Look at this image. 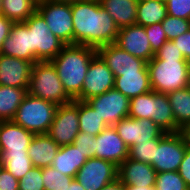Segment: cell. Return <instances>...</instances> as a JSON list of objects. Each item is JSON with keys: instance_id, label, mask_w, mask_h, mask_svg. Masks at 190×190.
I'll return each mask as SVG.
<instances>
[{"instance_id": "6da1fadb", "label": "cell", "mask_w": 190, "mask_h": 190, "mask_svg": "<svg viewBox=\"0 0 190 190\" xmlns=\"http://www.w3.org/2000/svg\"><path fill=\"white\" fill-rule=\"evenodd\" d=\"M73 44L99 48L115 43L119 27L100 2L86 0L71 4Z\"/></svg>"}, {"instance_id": "7a4b0ae2", "label": "cell", "mask_w": 190, "mask_h": 190, "mask_svg": "<svg viewBox=\"0 0 190 190\" xmlns=\"http://www.w3.org/2000/svg\"><path fill=\"white\" fill-rule=\"evenodd\" d=\"M96 54V48L72 44L65 45L51 60L66 93L73 100L81 94L90 62Z\"/></svg>"}, {"instance_id": "3957f363", "label": "cell", "mask_w": 190, "mask_h": 190, "mask_svg": "<svg viewBox=\"0 0 190 190\" xmlns=\"http://www.w3.org/2000/svg\"><path fill=\"white\" fill-rule=\"evenodd\" d=\"M150 84L153 91L167 94L189 86L190 63L186 59H158L148 63Z\"/></svg>"}, {"instance_id": "277c9868", "label": "cell", "mask_w": 190, "mask_h": 190, "mask_svg": "<svg viewBox=\"0 0 190 190\" xmlns=\"http://www.w3.org/2000/svg\"><path fill=\"white\" fill-rule=\"evenodd\" d=\"M28 93L35 97L64 105L73 101L66 93L51 61H37L31 69Z\"/></svg>"}, {"instance_id": "5b68a950", "label": "cell", "mask_w": 190, "mask_h": 190, "mask_svg": "<svg viewBox=\"0 0 190 190\" xmlns=\"http://www.w3.org/2000/svg\"><path fill=\"white\" fill-rule=\"evenodd\" d=\"M58 105L27 93L13 122L33 134H47Z\"/></svg>"}, {"instance_id": "8992f818", "label": "cell", "mask_w": 190, "mask_h": 190, "mask_svg": "<svg viewBox=\"0 0 190 190\" xmlns=\"http://www.w3.org/2000/svg\"><path fill=\"white\" fill-rule=\"evenodd\" d=\"M23 23L30 30L32 64L37 61H51L65 46L51 32L45 19L37 10Z\"/></svg>"}, {"instance_id": "52a82bcc", "label": "cell", "mask_w": 190, "mask_h": 190, "mask_svg": "<svg viewBox=\"0 0 190 190\" xmlns=\"http://www.w3.org/2000/svg\"><path fill=\"white\" fill-rule=\"evenodd\" d=\"M37 11L43 16L51 32L65 45L73 44L71 4L38 0Z\"/></svg>"}, {"instance_id": "ba28073f", "label": "cell", "mask_w": 190, "mask_h": 190, "mask_svg": "<svg viewBox=\"0 0 190 190\" xmlns=\"http://www.w3.org/2000/svg\"><path fill=\"white\" fill-rule=\"evenodd\" d=\"M79 130L78 100L59 105L47 134L59 145L74 143Z\"/></svg>"}, {"instance_id": "9c48e42d", "label": "cell", "mask_w": 190, "mask_h": 190, "mask_svg": "<svg viewBox=\"0 0 190 190\" xmlns=\"http://www.w3.org/2000/svg\"><path fill=\"white\" fill-rule=\"evenodd\" d=\"M185 151L186 145L179 132L165 133L159 138L158 147H155L152 166L156 173L178 171Z\"/></svg>"}, {"instance_id": "30bf717a", "label": "cell", "mask_w": 190, "mask_h": 190, "mask_svg": "<svg viewBox=\"0 0 190 190\" xmlns=\"http://www.w3.org/2000/svg\"><path fill=\"white\" fill-rule=\"evenodd\" d=\"M75 179L85 190H99L118 179V166L113 162L91 157L78 170Z\"/></svg>"}, {"instance_id": "8fae6325", "label": "cell", "mask_w": 190, "mask_h": 190, "mask_svg": "<svg viewBox=\"0 0 190 190\" xmlns=\"http://www.w3.org/2000/svg\"><path fill=\"white\" fill-rule=\"evenodd\" d=\"M86 102L97 111L108 126H114L129 115L130 99L114 88L91 97Z\"/></svg>"}, {"instance_id": "7c38bea8", "label": "cell", "mask_w": 190, "mask_h": 190, "mask_svg": "<svg viewBox=\"0 0 190 190\" xmlns=\"http://www.w3.org/2000/svg\"><path fill=\"white\" fill-rule=\"evenodd\" d=\"M114 81V74L103 59L96 54L90 62L81 94L75 100L87 101L91 97L103 94L114 88Z\"/></svg>"}, {"instance_id": "4fadbf2b", "label": "cell", "mask_w": 190, "mask_h": 190, "mask_svg": "<svg viewBox=\"0 0 190 190\" xmlns=\"http://www.w3.org/2000/svg\"><path fill=\"white\" fill-rule=\"evenodd\" d=\"M119 137L130 148L134 144L162 137L166 132L151 119L126 117L113 126Z\"/></svg>"}, {"instance_id": "5bb4252c", "label": "cell", "mask_w": 190, "mask_h": 190, "mask_svg": "<svg viewBox=\"0 0 190 190\" xmlns=\"http://www.w3.org/2000/svg\"><path fill=\"white\" fill-rule=\"evenodd\" d=\"M96 52L103 59L114 76H121L122 73L148 71L146 61L134 57L115 43L101 46L96 49Z\"/></svg>"}, {"instance_id": "9a60e30c", "label": "cell", "mask_w": 190, "mask_h": 190, "mask_svg": "<svg viewBox=\"0 0 190 190\" xmlns=\"http://www.w3.org/2000/svg\"><path fill=\"white\" fill-rule=\"evenodd\" d=\"M115 44L147 63L155 56L144 26L134 24L119 28Z\"/></svg>"}, {"instance_id": "2e32d148", "label": "cell", "mask_w": 190, "mask_h": 190, "mask_svg": "<svg viewBox=\"0 0 190 190\" xmlns=\"http://www.w3.org/2000/svg\"><path fill=\"white\" fill-rule=\"evenodd\" d=\"M95 158L113 162L119 166L129 154V147L119 137L113 126H107L95 136Z\"/></svg>"}, {"instance_id": "e0dca14e", "label": "cell", "mask_w": 190, "mask_h": 190, "mask_svg": "<svg viewBox=\"0 0 190 190\" xmlns=\"http://www.w3.org/2000/svg\"><path fill=\"white\" fill-rule=\"evenodd\" d=\"M33 64L0 53V85L28 88Z\"/></svg>"}, {"instance_id": "ac0fdd59", "label": "cell", "mask_w": 190, "mask_h": 190, "mask_svg": "<svg viewBox=\"0 0 190 190\" xmlns=\"http://www.w3.org/2000/svg\"><path fill=\"white\" fill-rule=\"evenodd\" d=\"M157 173L151 164L127 158L118 166V179L122 184L137 187H155Z\"/></svg>"}, {"instance_id": "d6986e66", "label": "cell", "mask_w": 190, "mask_h": 190, "mask_svg": "<svg viewBox=\"0 0 190 190\" xmlns=\"http://www.w3.org/2000/svg\"><path fill=\"white\" fill-rule=\"evenodd\" d=\"M0 53L31 62L30 30L23 22L12 24L9 36L2 43Z\"/></svg>"}, {"instance_id": "ffe728a7", "label": "cell", "mask_w": 190, "mask_h": 190, "mask_svg": "<svg viewBox=\"0 0 190 190\" xmlns=\"http://www.w3.org/2000/svg\"><path fill=\"white\" fill-rule=\"evenodd\" d=\"M34 135L13 121H0V151H28Z\"/></svg>"}, {"instance_id": "44dd1931", "label": "cell", "mask_w": 190, "mask_h": 190, "mask_svg": "<svg viewBox=\"0 0 190 190\" xmlns=\"http://www.w3.org/2000/svg\"><path fill=\"white\" fill-rule=\"evenodd\" d=\"M59 148L48 134H35L27 154L33 167L45 168L51 166Z\"/></svg>"}, {"instance_id": "7402d4cb", "label": "cell", "mask_w": 190, "mask_h": 190, "mask_svg": "<svg viewBox=\"0 0 190 190\" xmlns=\"http://www.w3.org/2000/svg\"><path fill=\"white\" fill-rule=\"evenodd\" d=\"M114 89L120 91L129 99L150 92L152 88L149 72L137 71L122 73L121 76H115Z\"/></svg>"}, {"instance_id": "603a6c76", "label": "cell", "mask_w": 190, "mask_h": 190, "mask_svg": "<svg viewBox=\"0 0 190 190\" xmlns=\"http://www.w3.org/2000/svg\"><path fill=\"white\" fill-rule=\"evenodd\" d=\"M86 161L84 154L73 144L63 145L60 146L51 167L64 175L75 178L78 170Z\"/></svg>"}, {"instance_id": "cb8c5ba5", "label": "cell", "mask_w": 190, "mask_h": 190, "mask_svg": "<svg viewBox=\"0 0 190 190\" xmlns=\"http://www.w3.org/2000/svg\"><path fill=\"white\" fill-rule=\"evenodd\" d=\"M100 4L119 28L136 24V0H102Z\"/></svg>"}, {"instance_id": "d4e9b609", "label": "cell", "mask_w": 190, "mask_h": 190, "mask_svg": "<svg viewBox=\"0 0 190 190\" xmlns=\"http://www.w3.org/2000/svg\"><path fill=\"white\" fill-rule=\"evenodd\" d=\"M28 88L0 85V121H12Z\"/></svg>"}, {"instance_id": "484cf974", "label": "cell", "mask_w": 190, "mask_h": 190, "mask_svg": "<svg viewBox=\"0 0 190 190\" xmlns=\"http://www.w3.org/2000/svg\"><path fill=\"white\" fill-rule=\"evenodd\" d=\"M175 117V133L190 123V87L167 93Z\"/></svg>"}, {"instance_id": "4316f807", "label": "cell", "mask_w": 190, "mask_h": 190, "mask_svg": "<svg viewBox=\"0 0 190 190\" xmlns=\"http://www.w3.org/2000/svg\"><path fill=\"white\" fill-rule=\"evenodd\" d=\"M168 15L165 0H149L137 4L136 25L161 23Z\"/></svg>"}, {"instance_id": "83f0119b", "label": "cell", "mask_w": 190, "mask_h": 190, "mask_svg": "<svg viewBox=\"0 0 190 190\" xmlns=\"http://www.w3.org/2000/svg\"><path fill=\"white\" fill-rule=\"evenodd\" d=\"M78 122L80 132L96 136L108 125L86 101L78 100Z\"/></svg>"}, {"instance_id": "f1b7e54d", "label": "cell", "mask_w": 190, "mask_h": 190, "mask_svg": "<svg viewBox=\"0 0 190 190\" xmlns=\"http://www.w3.org/2000/svg\"><path fill=\"white\" fill-rule=\"evenodd\" d=\"M151 120L166 133H175V117L167 94L154 91V115Z\"/></svg>"}, {"instance_id": "f546056e", "label": "cell", "mask_w": 190, "mask_h": 190, "mask_svg": "<svg viewBox=\"0 0 190 190\" xmlns=\"http://www.w3.org/2000/svg\"><path fill=\"white\" fill-rule=\"evenodd\" d=\"M38 0H2V13L13 23L26 21L36 10Z\"/></svg>"}, {"instance_id": "4dcf8cb0", "label": "cell", "mask_w": 190, "mask_h": 190, "mask_svg": "<svg viewBox=\"0 0 190 190\" xmlns=\"http://www.w3.org/2000/svg\"><path fill=\"white\" fill-rule=\"evenodd\" d=\"M27 153L28 151H0V158L3 167L18 180L23 178L33 167L31 159Z\"/></svg>"}, {"instance_id": "1f68e13d", "label": "cell", "mask_w": 190, "mask_h": 190, "mask_svg": "<svg viewBox=\"0 0 190 190\" xmlns=\"http://www.w3.org/2000/svg\"><path fill=\"white\" fill-rule=\"evenodd\" d=\"M154 115V91L130 99L129 115L135 119H152Z\"/></svg>"}, {"instance_id": "d6a6232c", "label": "cell", "mask_w": 190, "mask_h": 190, "mask_svg": "<svg viewBox=\"0 0 190 190\" xmlns=\"http://www.w3.org/2000/svg\"><path fill=\"white\" fill-rule=\"evenodd\" d=\"M159 138L134 144L129 148L128 158L153 165L155 159V147H158Z\"/></svg>"}, {"instance_id": "836d02e7", "label": "cell", "mask_w": 190, "mask_h": 190, "mask_svg": "<svg viewBox=\"0 0 190 190\" xmlns=\"http://www.w3.org/2000/svg\"><path fill=\"white\" fill-rule=\"evenodd\" d=\"M42 179L45 190H66L75 178L64 175L49 166L42 168Z\"/></svg>"}, {"instance_id": "e575fe53", "label": "cell", "mask_w": 190, "mask_h": 190, "mask_svg": "<svg viewBox=\"0 0 190 190\" xmlns=\"http://www.w3.org/2000/svg\"><path fill=\"white\" fill-rule=\"evenodd\" d=\"M155 190H190L178 171L159 172Z\"/></svg>"}, {"instance_id": "d590c367", "label": "cell", "mask_w": 190, "mask_h": 190, "mask_svg": "<svg viewBox=\"0 0 190 190\" xmlns=\"http://www.w3.org/2000/svg\"><path fill=\"white\" fill-rule=\"evenodd\" d=\"M162 28L164 29L167 39L174 40L183 33L190 30V20L182 19L167 15L161 22Z\"/></svg>"}, {"instance_id": "8d00e7d4", "label": "cell", "mask_w": 190, "mask_h": 190, "mask_svg": "<svg viewBox=\"0 0 190 190\" xmlns=\"http://www.w3.org/2000/svg\"><path fill=\"white\" fill-rule=\"evenodd\" d=\"M19 190H45L42 168L32 167L23 178L19 179Z\"/></svg>"}, {"instance_id": "74e56055", "label": "cell", "mask_w": 190, "mask_h": 190, "mask_svg": "<svg viewBox=\"0 0 190 190\" xmlns=\"http://www.w3.org/2000/svg\"><path fill=\"white\" fill-rule=\"evenodd\" d=\"M145 31L150 42L153 53L155 54L163 44L167 42V36L161 23L145 26Z\"/></svg>"}, {"instance_id": "f35d334b", "label": "cell", "mask_w": 190, "mask_h": 190, "mask_svg": "<svg viewBox=\"0 0 190 190\" xmlns=\"http://www.w3.org/2000/svg\"><path fill=\"white\" fill-rule=\"evenodd\" d=\"M73 145L78 148L87 159L95 157V136L79 132L74 139Z\"/></svg>"}, {"instance_id": "ab89813d", "label": "cell", "mask_w": 190, "mask_h": 190, "mask_svg": "<svg viewBox=\"0 0 190 190\" xmlns=\"http://www.w3.org/2000/svg\"><path fill=\"white\" fill-rule=\"evenodd\" d=\"M170 16L190 20V0H165Z\"/></svg>"}, {"instance_id": "60d3db41", "label": "cell", "mask_w": 190, "mask_h": 190, "mask_svg": "<svg viewBox=\"0 0 190 190\" xmlns=\"http://www.w3.org/2000/svg\"><path fill=\"white\" fill-rule=\"evenodd\" d=\"M155 56L158 59H185L182 52L172 40H167V42L155 53Z\"/></svg>"}, {"instance_id": "b9f144b4", "label": "cell", "mask_w": 190, "mask_h": 190, "mask_svg": "<svg viewBox=\"0 0 190 190\" xmlns=\"http://www.w3.org/2000/svg\"><path fill=\"white\" fill-rule=\"evenodd\" d=\"M0 190H19V180L4 167L0 170Z\"/></svg>"}, {"instance_id": "7bdbcfd3", "label": "cell", "mask_w": 190, "mask_h": 190, "mask_svg": "<svg viewBox=\"0 0 190 190\" xmlns=\"http://www.w3.org/2000/svg\"><path fill=\"white\" fill-rule=\"evenodd\" d=\"M182 52L187 62L190 63V30L172 40Z\"/></svg>"}, {"instance_id": "ee69618b", "label": "cell", "mask_w": 190, "mask_h": 190, "mask_svg": "<svg viewBox=\"0 0 190 190\" xmlns=\"http://www.w3.org/2000/svg\"><path fill=\"white\" fill-rule=\"evenodd\" d=\"M178 172L184 179L186 185L190 188V149L186 148Z\"/></svg>"}, {"instance_id": "f6af8a7d", "label": "cell", "mask_w": 190, "mask_h": 190, "mask_svg": "<svg viewBox=\"0 0 190 190\" xmlns=\"http://www.w3.org/2000/svg\"><path fill=\"white\" fill-rule=\"evenodd\" d=\"M13 22L7 19L4 15H0V49L4 40L9 36Z\"/></svg>"}, {"instance_id": "bcb514c9", "label": "cell", "mask_w": 190, "mask_h": 190, "mask_svg": "<svg viewBox=\"0 0 190 190\" xmlns=\"http://www.w3.org/2000/svg\"><path fill=\"white\" fill-rule=\"evenodd\" d=\"M179 133L182 135L186 148L190 149V123L184 125L180 130Z\"/></svg>"}, {"instance_id": "7dc6e473", "label": "cell", "mask_w": 190, "mask_h": 190, "mask_svg": "<svg viewBox=\"0 0 190 190\" xmlns=\"http://www.w3.org/2000/svg\"><path fill=\"white\" fill-rule=\"evenodd\" d=\"M99 190H123V184L119 179H116L115 181L103 186Z\"/></svg>"}, {"instance_id": "c3c4849f", "label": "cell", "mask_w": 190, "mask_h": 190, "mask_svg": "<svg viewBox=\"0 0 190 190\" xmlns=\"http://www.w3.org/2000/svg\"><path fill=\"white\" fill-rule=\"evenodd\" d=\"M66 190H85V189L76 179H74Z\"/></svg>"}, {"instance_id": "681fc988", "label": "cell", "mask_w": 190, "mask_h": 190, "mask_svg": "<svg viewBox=\"0 0 190 190\" xmlns=\"http://www.w3.org/2000/svg\"><path fill=\"white\" fill-rule=\"evenodd\" d=\"M123 190H155V187H137L123 184Z\"/></svg>"}, {"instance_id": "f907efd6", "label": "cell", "mask_w": 190, "mask_h": 190, "mask_svg": "<svg viewBox=\"0 0 190 190\" xmlns=\"http://www.w3.org/2000/svg\"><path fill=\"white\" fill-rule=\"evenodd\" d=\"M53 2H59V3H67V4H73L81 1H86V0H51Z\"/></svg>"}, {"instance_id": "816d5d0a", "label": "cell", "mask_w": 190, "mask_h": 190, "mask_svg": "<svg viewBox=\"0 0 190 190\" xmlns=\"http://www.w3.org/2000/svg\"><path fill=\"white\" fill-rule=\"evenodd\" d=\"M2 13V0H0V15Z\"/></svg>"}, {"instance_id": "f5cc1de1", "label": "cell", "mask_w": 190, "mask_h": 190, "mask_svg": "<svg viewBox=\"0 0 190 190\" xmlns=\"http://www.w3.org/2000/svg\"><path fill=\"white\" fill-rule=\"evenodd\" d=\"M138 3L149 1V0H136Z\"/></svg>"}, {"instance_id": "db71d44e", "label": "cell", "mask_w": 190, "mask_h": 190, "mask_svg": "<svg viewBox=\"0 0 190 190\" xmlns=\"http://www.w3.org/2000/svg\"><path fill=\"white\" fill-rule=\"evenodd\" d=\"M3 167V164L1 163V158H0V170Z\"/></svg>"}, {"instance_id": "11a10c76", "label": "cell", "mask_w": 190, "mask_h": 190, "mask_svg": "<svg viewBox=\"0 0 190 190\" xmlns=\"http://www.w3.org/2000/svg\"><path fill=\"white\" fill-rule=\"evenodd\" d=\"M91 1L101 2L102 0H91Z\"/></svg>"}]
</instances>
